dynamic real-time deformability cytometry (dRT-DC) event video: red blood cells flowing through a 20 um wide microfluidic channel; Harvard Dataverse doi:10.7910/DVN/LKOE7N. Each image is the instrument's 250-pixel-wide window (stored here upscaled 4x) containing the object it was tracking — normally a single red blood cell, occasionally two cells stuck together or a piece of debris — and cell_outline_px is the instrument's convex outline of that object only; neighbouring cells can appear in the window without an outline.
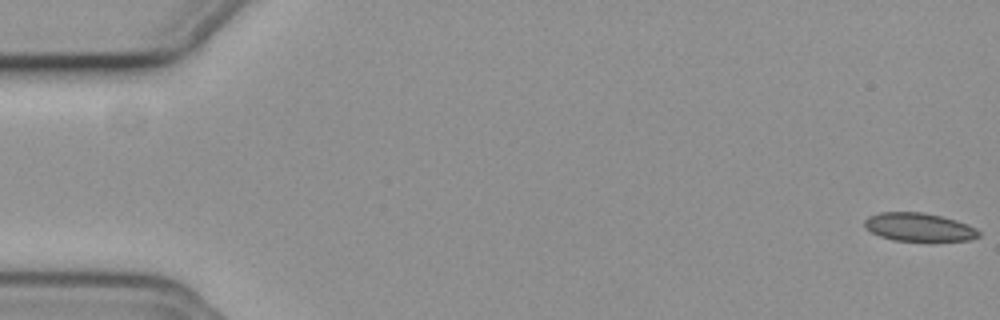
{"species": "common noctule bat (a hibernating species)", "species_latin": "Nyctalus noctula", "temperature_condition": "cold", "stored_images_in_passage": 56, "camera_frame_rate_fps": 3000, "um_per_image_px": 0.085, "animal": {"sex": "female", "body_mass_g": 19.3, "forearm_length_mm": 54.1}, "frame": {"image": 1, "passage_image": 1, "time_ms": 0.0, "image_size_px": [1000, 320], "cell_outline_px": [[980, 236], [968, 240], [892, 240], [880, 236], [872, 232], [864, 224], [864, 220], [868, 216], [880, 212], [920, 212], [940, 216], [956, 220], [968, 224], [976, 228], [980, 232]], "centroid_in_image_um": [78.11, 19.29], "position_along_channel_um": 6.9, "area_um2": 18.55}}
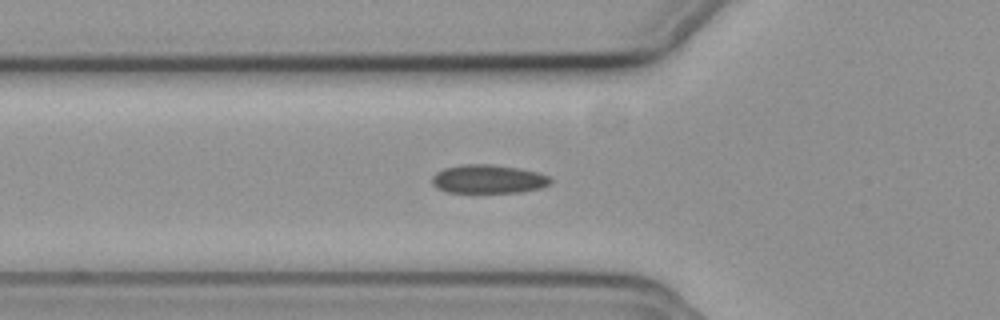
{"frame": {"image": 2, "passage_image": 20, "time_ms": 6.333, "image_size_px": [1000, 320], "cell_outline_px": [[552, 184], [540, 188], [520, 192], [448, 192], [436, 188], [432, 184], [432, 176], [436, 172], [444, 168], [460, 164], [492, 164], [516, 168], [536, 172], [548, 176], [552, 180]], "centroid_in_image_um": [41.48, 15.22], "position_along_channel_um": 84.3, "area_um2": 19.77}}
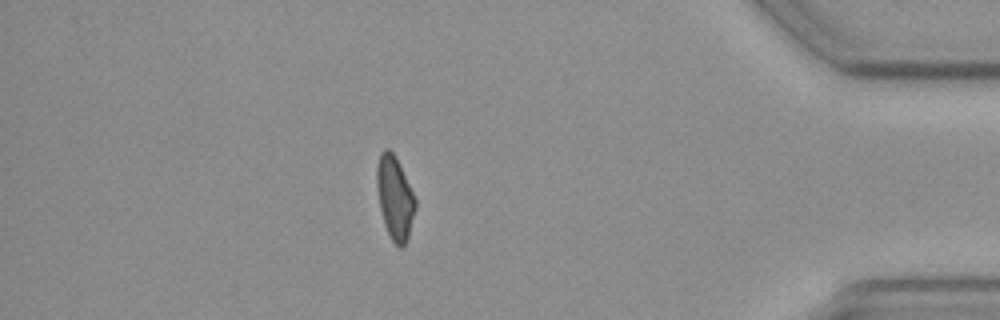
{"frame": {"image": 3, "passage_image": 49, "time_ms": 16.0, "image_size_px": [1000, 320], "cell_outline_px": [[416, 208], [408, 236], [404, 244], [400, 248], [392, 240], [384, 224], [380, 208], [376, 184], [376, 168], [380, 152], [384, 148], [388, 148], [396, 156], [416, 200]], "centroid_in_image_um": [33.54, 16.77], "position_along_channel_um": 401.7, "area_um2": 18.55}, "authors_computed_cell_mechanics": {"area_um2": 19.3341, "velocity_mm_per_s": 3.7397, "shape_relaxation_time_tau1_ms": null, "shape_relaxation_time_tau2_ms": 7.3558, "deformation_change_tau1": null, "deformation_change_tau2": 0.1429}}